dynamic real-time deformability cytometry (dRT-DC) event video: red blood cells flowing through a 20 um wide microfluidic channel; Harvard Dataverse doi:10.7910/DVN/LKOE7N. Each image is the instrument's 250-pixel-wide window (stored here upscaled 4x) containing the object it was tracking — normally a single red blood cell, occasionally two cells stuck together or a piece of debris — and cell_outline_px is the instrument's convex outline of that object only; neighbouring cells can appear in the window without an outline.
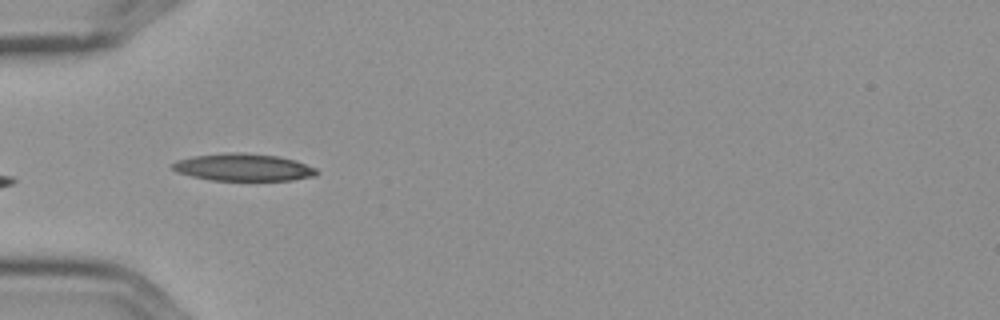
{"species": "Egyptian fruit bat (a non-hibernating species)", "species_latin": "Rousettus aegyptiacus", "temperature_condition": "cold", "stored_images_in_passage": 9, "camera_frame_rate_fps": 3000, "um_per_image_px": 0.085, "frame": {"image": 1, "passage_image": 4, "time_ms": 1.0, "image_size_px": [1000, 320], "cell_outline_px": [[320, 172], [316, 176], [292, 180], [212, 180], [192, 176], [176, 172], [172, 168], [172, 164], [176, 160], [192, 156], [224, 152], [244, 152], [280, 156], [296, 160], [316, 168]], "centroid_in_image_um": [20.71, 14.21], "position_along_channel_um": 64.3, "area_um2": 23.24}}
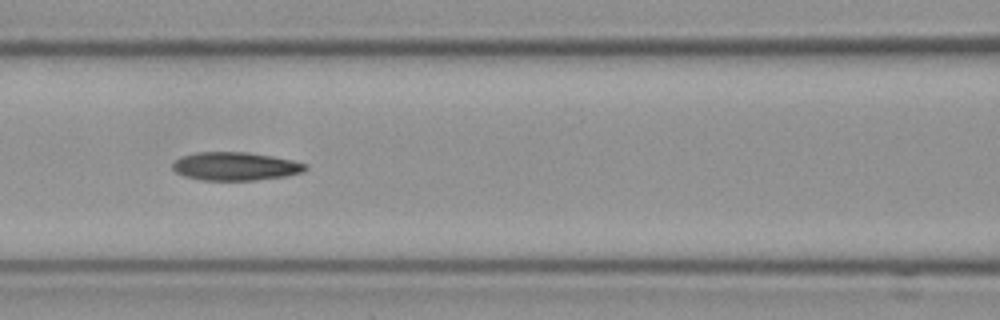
{"frame": {"image": 2, "passage_image": 6, "time_ms": 1.667, "image_size_px": [1000, 320], "cell_outline_px": [[308, 168], [304, 172], [284, 176], [256, 180], [200, 180], [184, 176], [176, 172], [172, 168], [172, 164], [176, 160], [184, 156], [196, 152], [248, 152], [272, 156], [292, 160], [308, 164]], "centroid_in_image_um": [20.03, 14.13], "position_along_channel_um": 146.6, "area_um2": 21.91}}
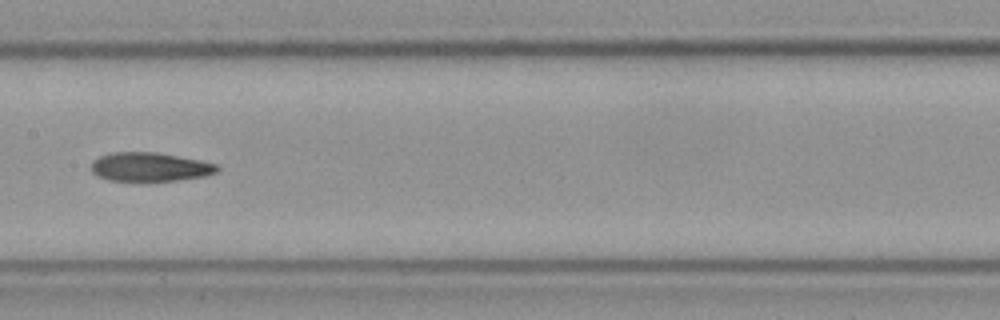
{"frame": {"image": 3, "passage_image": 7, "time_ms": 2.0, "image_size_px": [1000, 320], "cell_outline_px": [[220, 168], [216, 172], [204, 176], [176, 180], [108, 180], [96, 176], [92, 172], [92, 160], [100, 156], [112, 152], [156, 152], [216, 164]], "centroid_in_image_um": [12.69, 14.18], "position_along_channel_um": 194.7, "area_um2": 20.81}}